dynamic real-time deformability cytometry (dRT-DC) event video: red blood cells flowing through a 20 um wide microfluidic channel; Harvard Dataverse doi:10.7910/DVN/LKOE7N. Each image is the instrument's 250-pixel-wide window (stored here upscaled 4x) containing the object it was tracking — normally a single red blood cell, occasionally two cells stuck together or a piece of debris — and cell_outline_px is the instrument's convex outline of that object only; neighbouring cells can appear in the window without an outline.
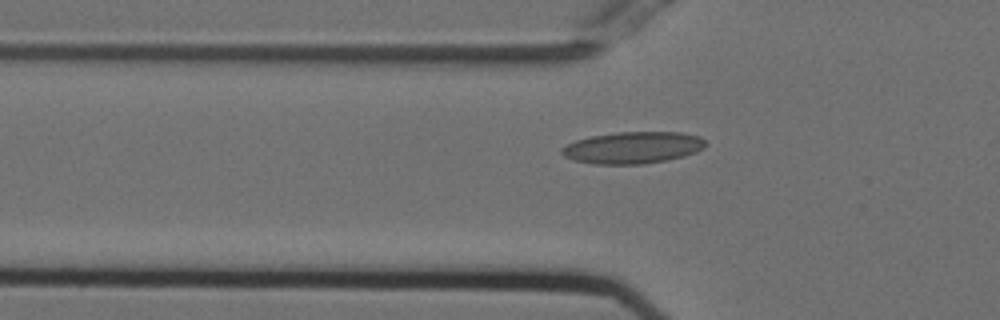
{"species": "Egyptian fruit bat (a non-hibernating species)", "species_latin": "Rousettus aegyptiacus", "temperature_condition": "cold", "stored_images_in_passage": 38, "camera_frame_rate_fps": 3000, "um_per_image_px": 0.085, "animal": {"sex": "female"}, "frame": {"image": 1, "passage_image": 2, "time_ms": 0.333, "image_size_px": [1000, 320], "cell_outline_px": [[708, 144], [704, 148], [696, 152], [684, 156], [644, 164], [596, 164], [572, 160], [564, 156], [560, 152], [560, 148], [576, 140], [592, 136], [616, 132], [680, 132], [700, 136]], "centroid_in_image_um": [53.8, 12.54], "position_along_channel_um": 72.0, "area_um2": 26.7}}
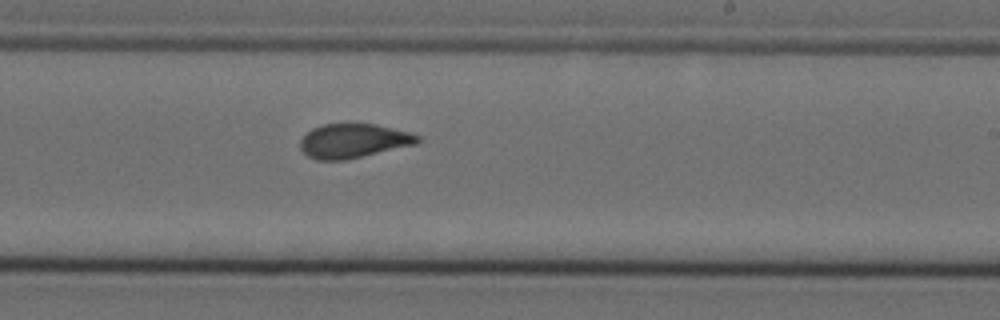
{"frame": {"image": 2, "passage_image": 17, "time_ms": 5.333, "image_size_px": [1000, 320], "cell_outline_px": [[420, 140], [416, 144], [344, 160], [316, 160], [308, 156], [300, 148], [300, 140], [312, 128], [320, 124], [376, 124], [408, 132], [420, 136]], "centroid_in_image_um": [30.01, 11.97], "position_along_channel_um": 259.0, "area_um2": 23.18}}
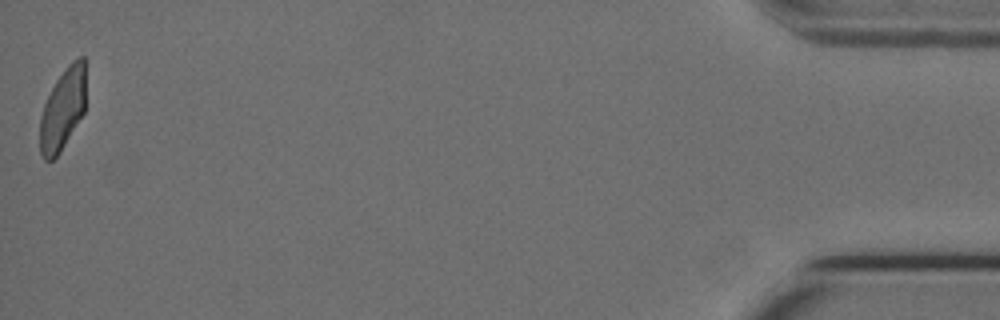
{"frame": {"image": 3, "passage_image": 38, "time_ms": 12.333, "image_size_px": [1000, 320], "cell_outline_px": [[84, 112], [60, 152], [52, 160], [44, 160], [40, 152], [40, 116], [44, 104], [56, 80], [68, 64], [72, 60], [80, 56], [84, 56]], "centroid_in_image_um": [5.31, 9.29], "position_along_channel_um": 429.9, "area_um2": 21.5}, "authors_computed_cell_mechanics": {"area_um2": 23.698, "velocity_mm_per_s": 3.7194, "shape_relaxation_time_tau1_ms": 6.916, "shape_relaxation_time_tau2_ms": 0.8471, "deformation_change_tau1": 0.1786, "deformation_change_tau2": 0.0549}}